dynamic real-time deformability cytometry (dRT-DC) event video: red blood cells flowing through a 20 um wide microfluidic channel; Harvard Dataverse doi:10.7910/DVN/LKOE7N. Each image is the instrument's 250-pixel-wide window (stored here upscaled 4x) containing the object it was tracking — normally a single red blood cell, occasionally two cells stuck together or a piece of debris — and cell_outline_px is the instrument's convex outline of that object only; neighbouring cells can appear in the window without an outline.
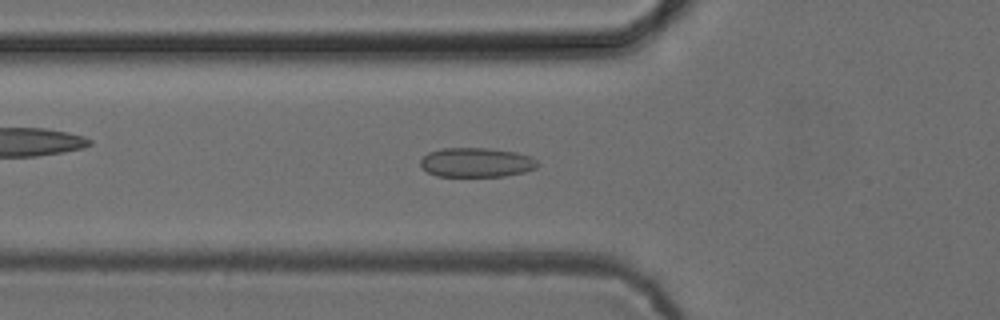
{"species": "common noctule bat (a hibernating species)", "species_latin": "Nyctalus noctula", "temperature_condition": "cold", "stored_images_in_passage": 44, "camera_frame_rate_fps": 3000, "um_per_image_px": 0.085, "animal": {"sex": "female", "body_mass_g": 24.6, "forearm_length_mm": 56.2}, "frame": {"image": 1, "passage_image": 10, "time_ms": 3.0, "image_size_px": [1000, 320], "cell_outline_px": [[540, 164], [536, 168], [524, 172], [504, 176], [436, 176], [428, 172], [420, 164], [420, 160], [428, 152], [440, 148], [488, 148], [516, 152], [528, 156], [536, 160]], "centroid_in_image_um": [40.49, 13.8], "position_along_channel_um": 85.3, "area_um2": 20.06}}
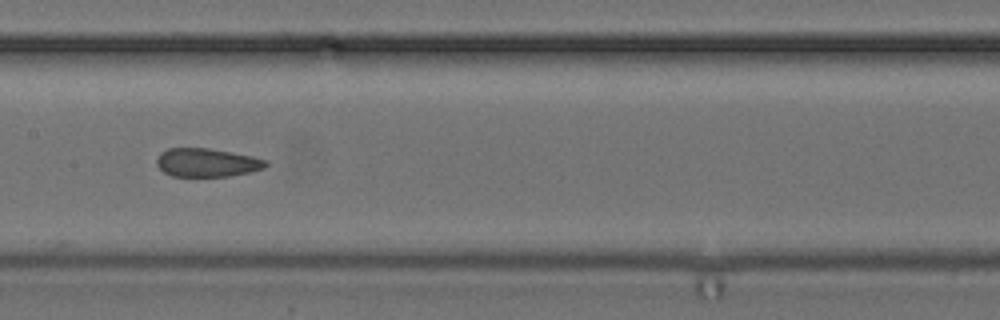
{"frame": {"image": 2, "passage_image": 18, "time_ms": 5.667, "image_size_px": [1000, 320], "cell_outline_px": [[268, 164], [264, 168], [252, 172], [232, 176], [172, 176], [164, 172], [156, 164], [156, 160], [160, 152], [168, 148], [208, 148], [232, 152], [252, 156], [268, 160]], "centroid_in_image_um": [17.61, 13.82], "position_along_channel_um": 189.8, "area_um2": 18.26}}
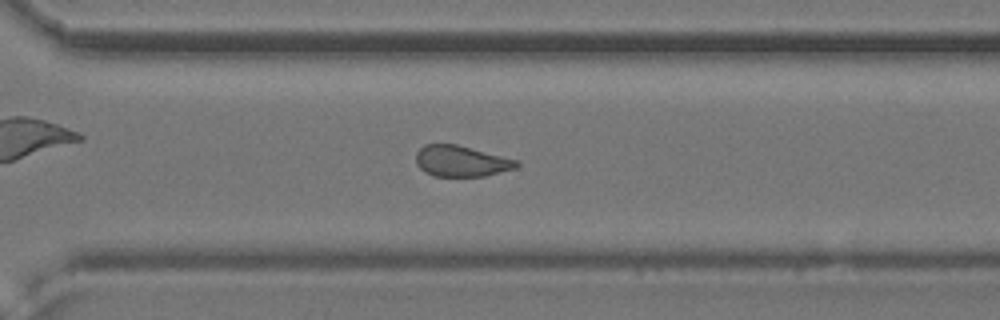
{"frame": {"image": 3, "passage_image": 29, "time_ms": 9.333, "image_size_px": [1000, 320], "cell_outline_px": [[520, 164], [516, 168], [484, 176], [432, 176], [424, 172], [416, 164], [416, 152], [424, 144], [456, 144], [520, 160]], "centroid_in_image_um": [39.21, 13.69], "position_along_channel_um": 331.4, "area_um2": 18.32}, "authors_computed_cell_mechanics": {"area_um2": 19.1318, "velocity_mm_per_s": 3.878, "shape_relaxation_time_tau1_ms": null, "shape_relaxation_time_tau2_ms": 2.0462, "deformation_change_tau1": null, "deformation_change_tau2": 0.077}}